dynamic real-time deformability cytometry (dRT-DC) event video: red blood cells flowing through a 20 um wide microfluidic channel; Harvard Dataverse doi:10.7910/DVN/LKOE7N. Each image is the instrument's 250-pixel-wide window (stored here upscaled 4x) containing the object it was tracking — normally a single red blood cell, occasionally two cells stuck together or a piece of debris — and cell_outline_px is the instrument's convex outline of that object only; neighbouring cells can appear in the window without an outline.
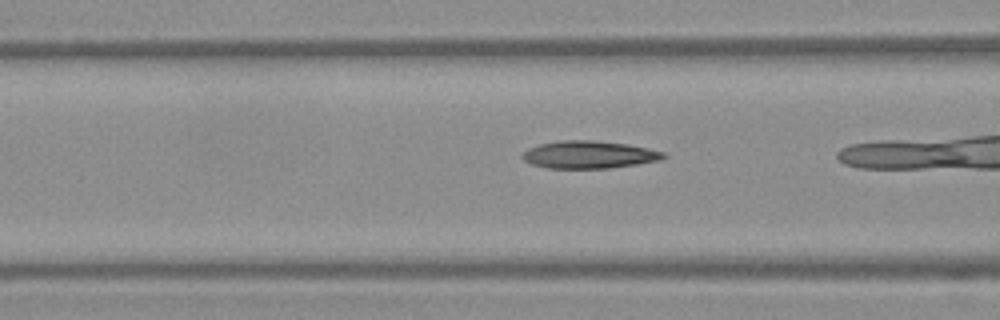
{"species": "Egyptian fruit bat (a non-hibernating species)", "species_latin": "Rousettus aegyptiacus", "temperature_condition": "warm", "stored_images_in_passage": 31, "camera_frame_rate_fps": 3000, "um_per_image_px": 0.085, "frame": {"image": 1, "passage_image": 16, "time_ms": 5.0, "image_size_px": [1000, 320], "cell_outline_px": [[668, 156], [660, 160], [636, 164], [608, 168], [548, 168], [532, 164], [524, 160], [520, 156], [528, 148], [540, 144], [560, 140], [592, 140], [624, 144], [648, 148], [664, 152]], "centroid_in_image_um": [50.05, 13.14], "position_along_channel_um": 116.5, "area_um2": 22.48}}
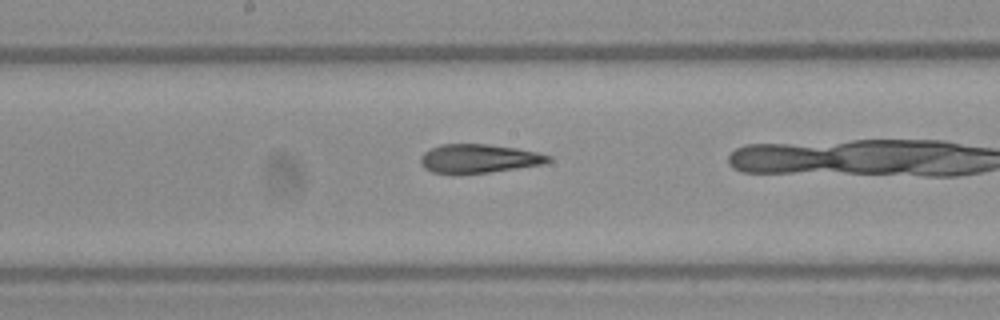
{"frame": {"image": 2, "passage_image": 23, "time_ms": 7.333, "image_size_px": [1000, 320], "cell_outline_px": [[552, 160], [544, 164], [488, 172], [432, 172], [424, 168], [420, 164], [420, 156], [424, 152], [440, 144], [488, 144], [516, 148], [536, 152], [552, 156]], "centroid_in_image_um": [40.71, 13.45], "position_along_channel_um": 207.5, "area_um2": 21.04}}
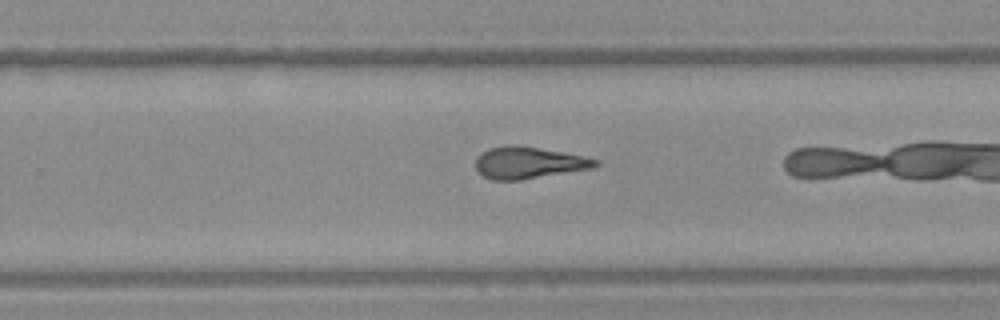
{"frame": {"image": 3, "passage_image": 29, "time_ms": 9.333, "image_size_px": [1000, 320], "cell_outline_px": [[600, 164], [592, 168], [520, 180], [492, 180], [476, 172], [476, 156], [492, 148], [508, 144], [516, 144], [584, 156], [600, 160]], "centroid_in_image_um": [44.92, 13.83], "position_along_channel_um": 284.9, "area_um2": 22.14}}